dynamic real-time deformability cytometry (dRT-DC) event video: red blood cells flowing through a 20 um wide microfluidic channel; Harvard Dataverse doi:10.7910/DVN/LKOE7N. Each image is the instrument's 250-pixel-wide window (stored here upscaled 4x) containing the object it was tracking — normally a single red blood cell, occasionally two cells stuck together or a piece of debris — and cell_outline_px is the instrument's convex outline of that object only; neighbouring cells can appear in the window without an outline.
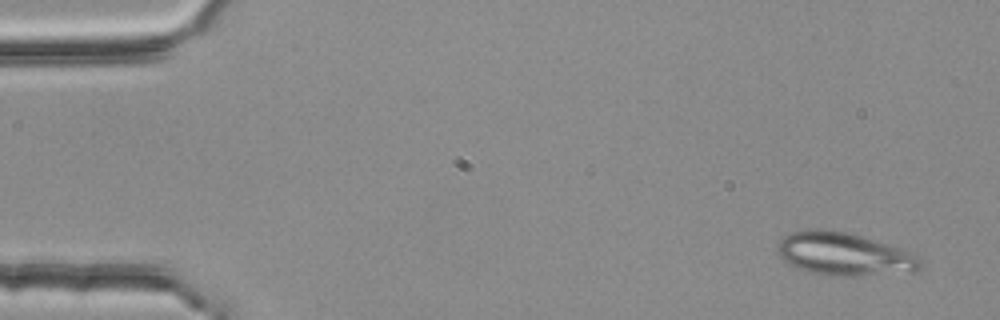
{"species": "common noctule bat (a hibernating species)", "species_latin": "Nyctalus noctula", "temperature_condition": "room temperature", "stored_images_in_passage": 51, "segment_of_instrument_passage": [1, 2], "camera_frame_rate_fps": 3000, "um_per_image_px": 0.085, "animal": {"sex": "female", "body_mass_g": 25.1}, "frame": {"image": 1, "passage_image": 1, "time_ms": 0.0, "image_size_px": [1000, 320], "cell_outline_px": [[924, 264], [916, 272], [852, 276], [832, 276], [812, 272], [800, 268], [784, 260], [776, 252], [776, 248], [780, 240], [788, 232], [808, 228], [820, 228], [848, 232], [864, 236], [904, 248], [912, 252]], "centroid_in_image_um": [71.78, 21.57], "position_along_channel_um": 13.2, "area_um2": 36.36}}